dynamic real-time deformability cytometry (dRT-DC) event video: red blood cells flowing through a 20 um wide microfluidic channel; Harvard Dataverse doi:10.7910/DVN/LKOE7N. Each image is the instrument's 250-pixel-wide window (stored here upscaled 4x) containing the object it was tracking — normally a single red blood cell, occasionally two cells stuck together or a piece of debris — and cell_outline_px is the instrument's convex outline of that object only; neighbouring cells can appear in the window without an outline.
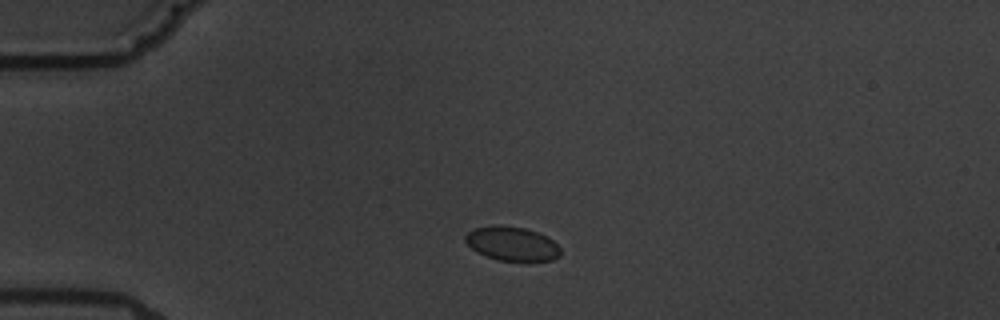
{"species": "common noctule bat (a hibernating species)", "species_latin": "Nyctalus noctula", "temperature_condition": "warm", "stored_images_in_passage": 4, "camera_frame_rate_fps": 3000, "um_per_image_px": 0.085, "animal": {"sex": "male", "body_mass_g": 19.5, "forearm_length_mm": 54.6}, "frame": {"image": 1, "passage_image": 3, "time_ms": 2.333, "image_size_px": [1000, 320], "cell_outline_px": [[560, 256], [552, 260], [528, 264], [496, 260], [476, 252], [464, 240], [464, 236], [472, 228], [496, 224], [524, 228], [548, 236], [560, 248]], "centroid_in_image_um": [43.53, 20.76], "position_along_channel_um": 41.5, "area_um2": 19.71}}